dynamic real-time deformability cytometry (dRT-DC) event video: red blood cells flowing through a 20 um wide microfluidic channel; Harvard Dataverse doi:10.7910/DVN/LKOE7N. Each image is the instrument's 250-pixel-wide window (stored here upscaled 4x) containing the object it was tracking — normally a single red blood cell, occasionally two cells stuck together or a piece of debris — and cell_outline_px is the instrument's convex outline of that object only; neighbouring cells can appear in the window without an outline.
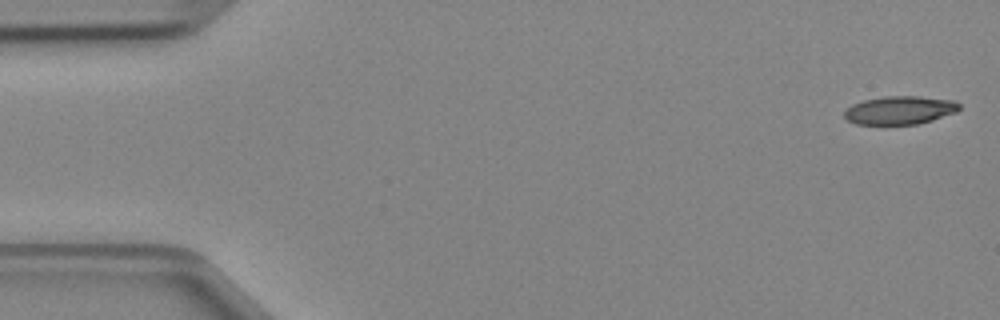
{"species": "Egyptian fruit bat (a non-hibernating species)", "species_latin": "Rousettus aegyptiacus", "temperature_condition": "cold", "stored_images_in_passage": 10, "camera_frame_rate_fps": 3000, "um_per_image_px": 0.085, "animal": {"sex": "female"}, "frame": {"image": 1, "passage_image": 1, "time_ms": 0.0, "image_size_px": [1000, 320], "cell_outline_px": [[960, 108], [956, 112], [932, 120], [916, 124], [856, 124], [848, 120], [844, 116], [844, 108], [852, 104], [864, 100], [884, 96], [920, 96], [956, 100], [960, 104]], "centroid_in_image_um": [76.48, 9.35], "position_along_channel_um": 8.5, "area_um2": 19.07}}